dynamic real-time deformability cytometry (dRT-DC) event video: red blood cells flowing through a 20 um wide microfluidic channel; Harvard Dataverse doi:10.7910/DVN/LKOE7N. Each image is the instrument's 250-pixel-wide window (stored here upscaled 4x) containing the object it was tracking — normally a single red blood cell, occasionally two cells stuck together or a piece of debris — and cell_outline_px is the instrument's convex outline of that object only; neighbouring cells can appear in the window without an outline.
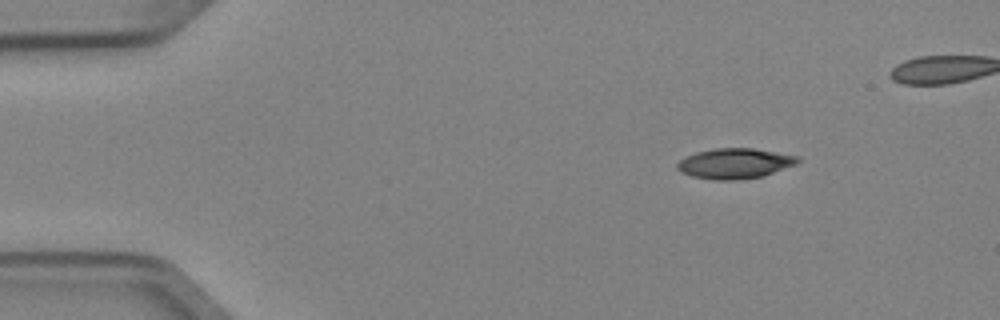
{"species": "Egyptian fruit bat (a non-hibernating species)", "species_latin": "Rousettus aegyptiacus", "temperature_condition": "cold", "stored_images_in_passage": 8, "camera_frame_rate_fps": 3000, "um_per_image_px": 0.085, "animal": {"sex": "female"}, "frame": {"image": 1, "passage_image": 3, "time_ms": 0.667, "image_size_px": [1000, 320], "cell_outline_px": [[800, 160], [796, 164], [760, 176], [732, 180], [712, 180], [692, 176], [680, 172], [676, 168], [676, 164], [680, 160], [696, 152], [716, 148], [752, 148], [800, 156]], "centroid_in_image_um": [62.43, 13.89], "position_along_channel_um": 22.6, "area_um2": 21.04}}
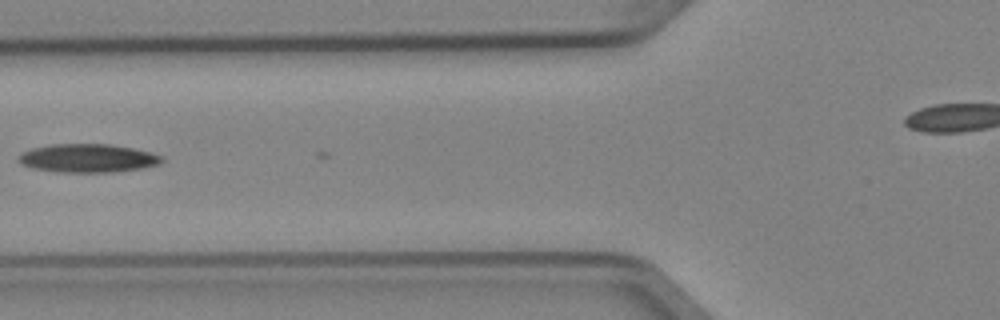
{"frame": {"image": 2, "passage_image": 7, "time_ms": 2.0, "image_size_px": [1000, 320], "cell_outline_px": [[164, 160], [160, 164], [144, 168], [112, 172], [56, 172], [32, 168], [20, 164], [16, 160], [24, 152], [32, 148], [52, 144], [108, 144], [132, 148], [152, 152], [164, 156]], "centroid_in_image_um": [7.49, 13.45], "position_along_channel_um": 118.3, "area_um2": 23.93}}
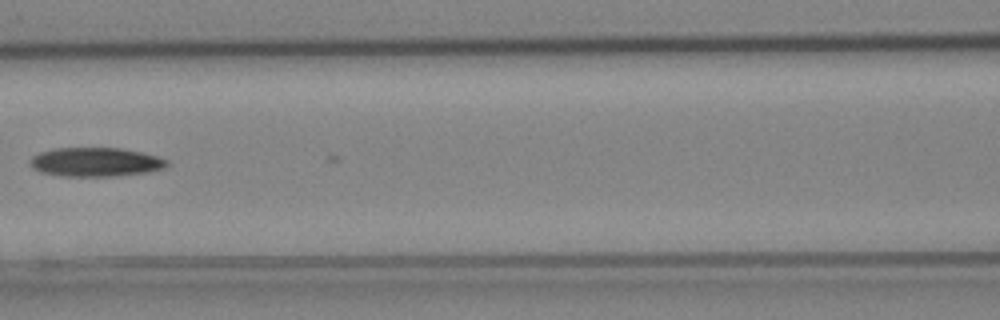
{"frame": {"image": 3, "passage_image": 8, "time_ms": 2.333, "image_size_px": [1000, 320], "cell_outline_px": [[168, 164], [164, 168], [148, 172], [116, 176], [60, 176], [40, 172], [32, 168], [32, 156], [40, 152], [52, 148], [120, 148], [140, 152], [156, 156], [168, 160]], "centroid_in_image_um": [8.12, 13.78], "position_along_channel_um": 158.5, "area_um2": 23.06}}